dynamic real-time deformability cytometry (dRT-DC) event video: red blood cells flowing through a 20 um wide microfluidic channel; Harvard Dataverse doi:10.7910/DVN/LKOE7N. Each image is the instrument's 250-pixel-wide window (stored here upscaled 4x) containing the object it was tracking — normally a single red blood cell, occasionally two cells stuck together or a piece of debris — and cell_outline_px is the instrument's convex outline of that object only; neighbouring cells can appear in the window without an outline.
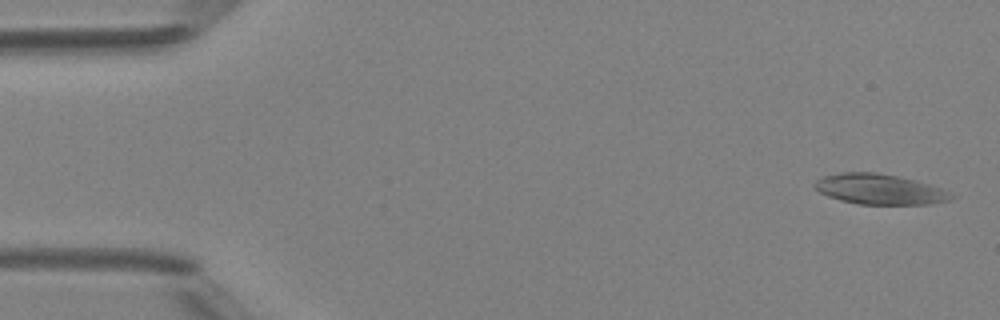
{"species": "Egyptian fruit bat (a non-hibernating species)", "species_latin": "Rousettus aegyptiacus", "temperature_condition": "room temperature", "stored_images_in_passage": 46, "camera_frame_rate_fps": 3000, "um_per_image_px": 0.085, "animal": {"sex": "female"}, "frame": {"image": 1, "passage_image": 2, "time_ms": 0.333, "image_size_px": [1000, 320], "cell_outline_px": [[956, 196], [948, 200], [928, 204], [860, 204], [840, 200], [828, 196], [820, 192], [812, 184], [816, 180], [824, 176], [840, 172], [876, 172], [916, 180], [940, 188]], "centroid_in_image_um": [74.73, 16.08], "position_along_channel_um": 10.3, "area_um2": 23.93}}
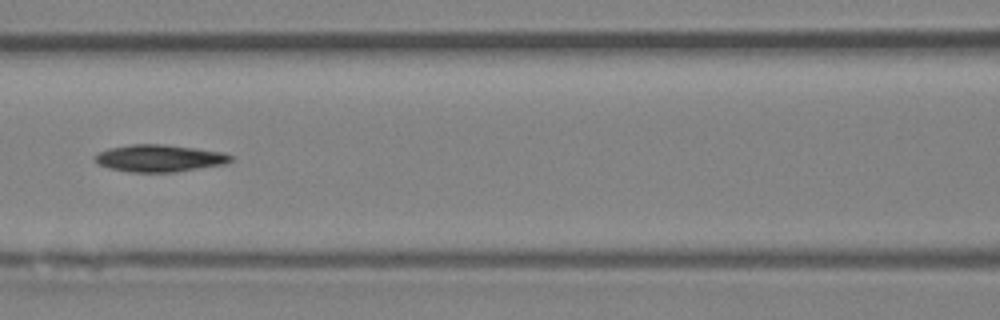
{"frame": {"image": 2, "passage_image": 22, "time_ms": 7.0, "image_size_px": [1000, 320], "cell_outline_px": [[232, 160], [228, 164], [176, 172], [132, 172], [108, 168], [92, 160], [92, 156], [108, 148], [128, 144], [164, 144], [196, 148], [224, 152], [232, 156]], "centroid_in_image_um": [13.55, 13.45], "position_along_channel_um": 153.0, "area_um2": 21.79}}
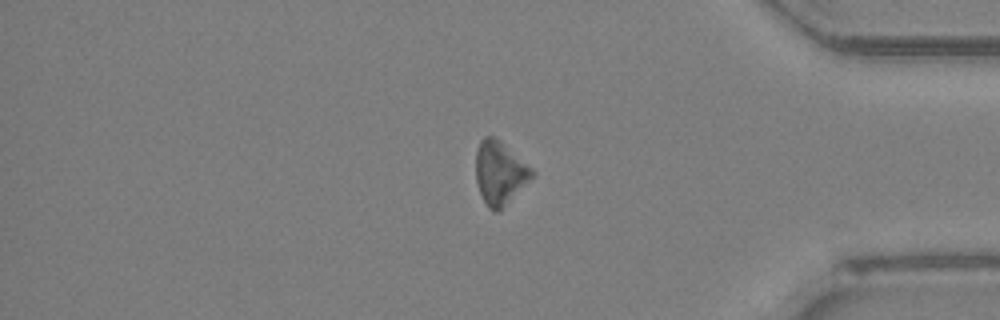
{"frame": {"image": 3, "passage_image": 41, "time_ms": 13.333, "image_size_px": [1000, 320], "cell_outline_px": [[536, 172], [496, 212], [492, 212], [488, 208], [480, 192], [476, 180], [476, 152], [480, 140], [484, 136], [492, 136], [500, 140], [532, 168]], "centroid_in_image_um": [42.44, 14.64], "position_along_channel_um": 392.8, "area_um2": 20.06}}